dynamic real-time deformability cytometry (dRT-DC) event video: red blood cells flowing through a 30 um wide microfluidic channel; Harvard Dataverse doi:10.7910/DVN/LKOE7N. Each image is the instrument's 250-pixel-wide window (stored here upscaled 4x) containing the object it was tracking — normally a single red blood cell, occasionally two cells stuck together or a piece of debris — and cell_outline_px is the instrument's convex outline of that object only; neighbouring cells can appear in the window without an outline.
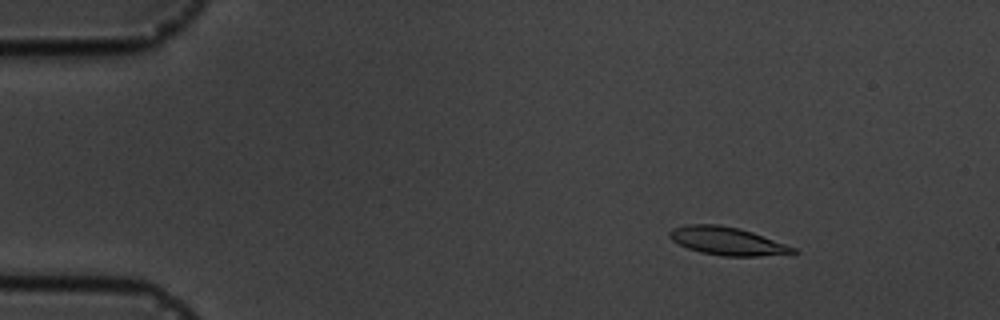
{"species": "common noctule bat (a hibernating species)", "species_latin": "Nyctalus noctula", "temperature_condition": "cold", "stored_images_in_passage": 7, "camera_frame_rate_fps": 3000, "um_per_image_px": 0.085, "animal": {"sex": "male", "body_mass_g": 19.5, "forearm_length_mm": 54.6}, "frame": {"image": 1, "passage_image": 3, "time_ms": 2.0, "image_size_px": [1000, 320], "cell_outline_px": [[800, 252], [760, 256], [724, 256], [700, 252], [688, 248], [672, 240], [668, 236], [668, 232], [672, 228], [684, 224], [720, 224], [740, 228], [752, 232], [796, 248]], "centroid_in_image_um": [61.77, 20.48], "position_along_channel_um": 23.2, "area_um2": 20.17}}
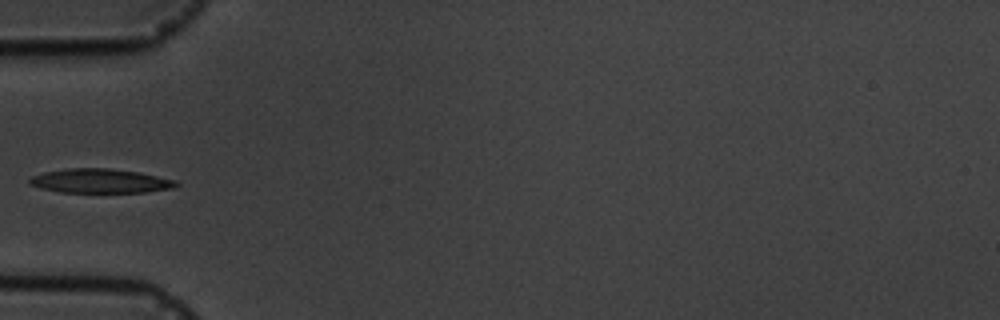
{"frame": {"image": 2, "passage_image": 6, "time_ms": 5.667, "image_size_px": [1000, 320], "cell_outline_px": [[180, 184], [176, 188], [144, 192], [60, 192], [40, 188], [28, 184], [28, 180], [32, 176], [44, 172], [68, 168], [108, 168], [140, 172], [176, 180]], "centroid_in_image_um": [8.54, 15.38], "position_along_channel_um": 76.5, "area_um2": 20.81}}
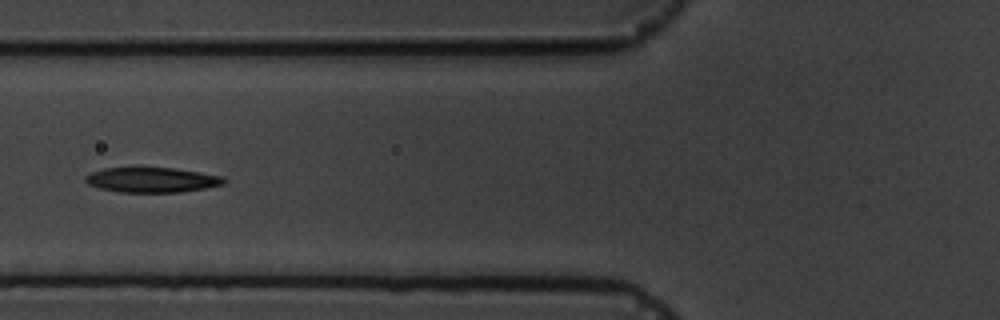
{"frame": {"image": 3, "passage_image": 7, "time_ms": 6.667, "image_size_px": [1000, 320], "cell_outline_px": [[228, 180], [224, 184], [204, 188], [180, 192], [120, 192], [100, 188], [88, 184], [84, 180], [84, 176], [92, 172], [104, 168], [132, 164], [140, 164], [176, 168], [224, 176]], "centroid_in_image_um": [12.87, 15.23], "position_along_channel_um": 112.9, "area_um2": 21.33}}